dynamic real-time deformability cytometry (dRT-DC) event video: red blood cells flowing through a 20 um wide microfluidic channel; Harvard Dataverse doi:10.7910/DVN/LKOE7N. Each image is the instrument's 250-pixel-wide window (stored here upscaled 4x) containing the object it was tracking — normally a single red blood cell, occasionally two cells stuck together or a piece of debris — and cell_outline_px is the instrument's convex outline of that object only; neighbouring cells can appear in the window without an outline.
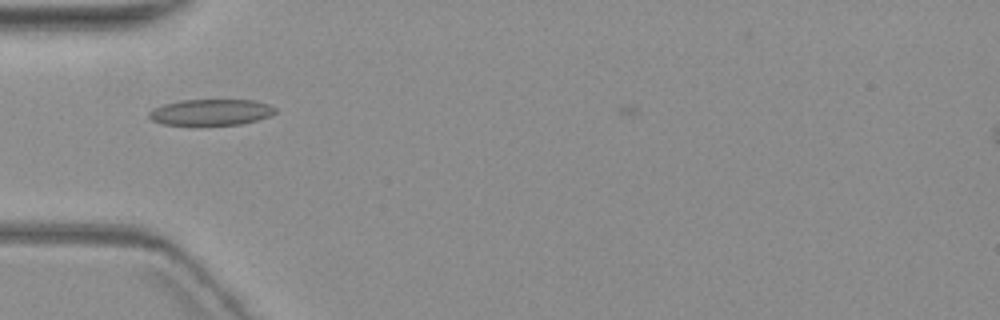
{"species": "common noctule bat (a hibernating species)", "species_latin": "Nyctalus noctula", "temperature_condition": "warm", "stored_images_in_passage": 7, "camera_frame_rate_fps": 3000, "um_per_image_px": 0.085, "animal": {"sex": "female", "body_mass_g": 19.3, "forearm_length_mm": 54.1}, "frame": {"image": 1, "passage_image": 6, "time_ms": 6.0, "image_size_px": [1000, 320], "cell_outline_px": [[276, 112], [268, 116], [256, 120], [240, 124], [164, 124], [152, 120], [148, 116], [148, 112], [152, 108], [164, 104], [180, 100], [256, 100], [268, 104], [276, 108]], "centroid_in_image_um": [17.92, 9.52], "position_along_channel_um": 67.1, "area_um2": 18.96}}